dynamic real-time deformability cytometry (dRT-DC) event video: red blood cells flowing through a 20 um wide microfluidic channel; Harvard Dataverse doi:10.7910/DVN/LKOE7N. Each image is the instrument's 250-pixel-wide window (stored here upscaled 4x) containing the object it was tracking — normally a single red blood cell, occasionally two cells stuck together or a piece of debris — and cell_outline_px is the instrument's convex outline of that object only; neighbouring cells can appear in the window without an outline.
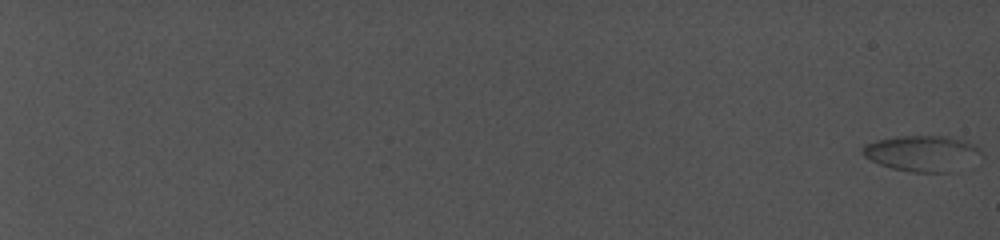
{"species": "common noctule bat (a hibernating species)", "species_latin": "Nyctalus noctula", "temperature_condition": "cold", "stored_images_in_passage": 45, "camera_frame_rate_fps": 5000, "um_per_image_px": 0.085, "animal": {"sex": "female", "body_mass_g": 19.0, "forearm_length_mm": 56.7}, "frame": {"image": 1, "passage_image": 1, "time_ms": 0.0, "image_size_px": [1000, 240], "cell_outline_px": [[980, 152], [960, 172], [912, 172], [892, 168], [868, 160], [860, 152], [868, 144], [880, 140], [904, 136], [936, 136], [956, 140], [968, 144], [976, 148]], "centroid_in_image_um": [78.31, 13.08], "position_along_channel_um": 6.7, "area_um2": 23.81}}
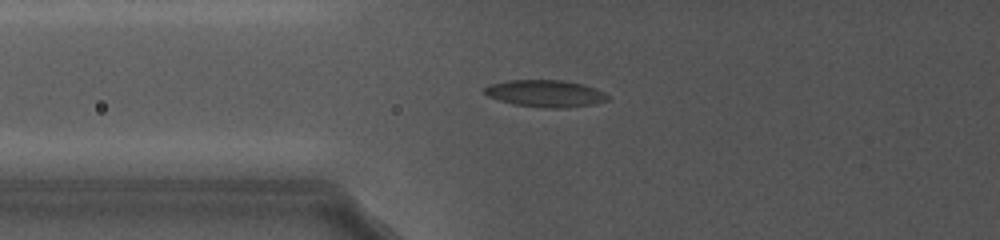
{"frame": {"image": 2, "passage_image": 31, "time_ms": 11.0, "image_size_px": [1000, 240], "cell_outline_px": [[608, 100], [592, 104], [516, 104], [500, 100], [488, 96], [484, 92], [484, 88], [488, 84], [508, 80], [560, 80], [580, 84], [604, 92], [608, 96]], "centroid_in_image_um": [46.25, 7.86], "position_along_channel_um": 79.5, "area_um2": 17.69}}
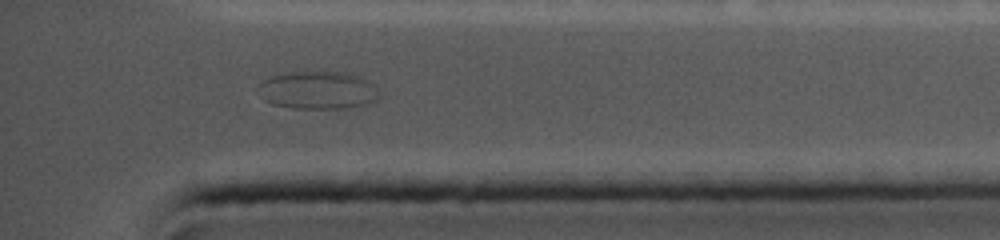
{"frame": {"image": 3, "passage_image": 45, "time_ms": 20.2, "image_size_px": [1000, 240], "cell_outline_px": [[376, 100], [364, 104], [344, 108], [292, 108], [272, 104], [264, 100], [256, 88], [256, 84], [272, 76], [292, 72], [344, 72], [356, 76], [364, 80], [376, 92]], "centroid_in_image_um": [26.88, 7.67], "position_along_channel_um": 408.3, "area_um2": 26.01}}